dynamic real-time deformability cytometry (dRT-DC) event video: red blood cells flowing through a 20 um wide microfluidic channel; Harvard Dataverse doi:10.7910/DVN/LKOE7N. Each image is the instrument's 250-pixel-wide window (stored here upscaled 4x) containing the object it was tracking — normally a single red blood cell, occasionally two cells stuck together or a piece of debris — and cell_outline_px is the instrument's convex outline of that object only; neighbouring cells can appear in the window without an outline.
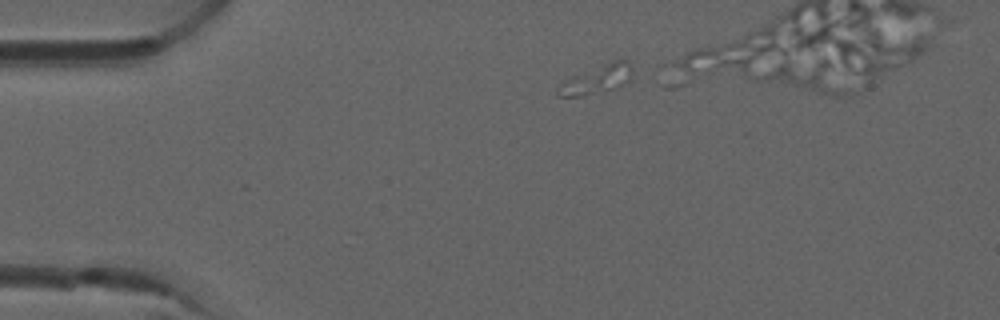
{"species": "common noctule bat (a hibernating species)", "species_latin": "Nyctalus noctula", "temperature_condition": "room temperature", "stored_images_in_passage": 4, "camera_frame_rate_fps": 3000, "um_per_image_px": 0.085, "animal": {"sex": "male", "forearm_length_mm": 52.5}, "frame": {"image": 1, "passage_image": 1, "time_ms": 0.0, "image_size_px": [1000, 320], "cell_outline_px": [[632, 68], [628, 80], [612, 88], [580, 96], [556, 96], [556, 92], [564, 80], [572, 76], [612, 60], [628, 60]], "centroid_in_image_um": [50.69, 6.72], "position_along_channel_um": 34.3, "area_um2": 11.85}}